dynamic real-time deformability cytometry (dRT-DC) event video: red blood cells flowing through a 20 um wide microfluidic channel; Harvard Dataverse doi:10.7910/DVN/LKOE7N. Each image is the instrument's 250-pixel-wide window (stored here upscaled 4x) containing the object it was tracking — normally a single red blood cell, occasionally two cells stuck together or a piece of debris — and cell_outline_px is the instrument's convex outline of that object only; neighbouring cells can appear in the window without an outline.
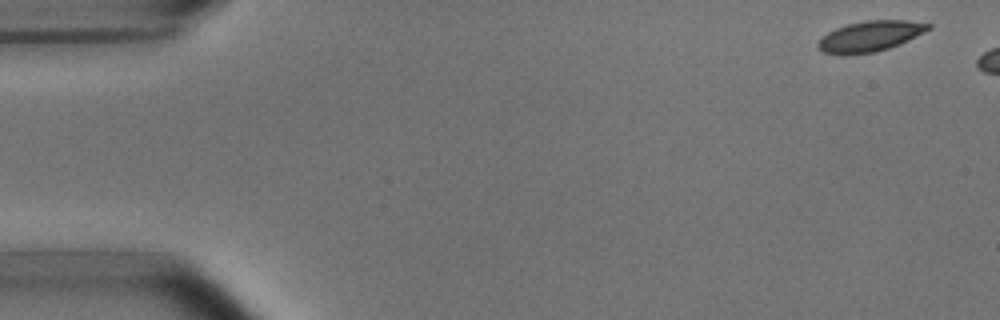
{"species": "common noctule bat (a hibernating species)", "species_latin": "Nyctalus noctula", "temperature_condition": "room temperature", "stored_images_in_passage": 3, "camera_frame_rate_fps": 3000, "um_per_image_px": 0.085, "animal": {"sex": "male", "body_mass_g": 15.6}, "frame": {"image": 1, "passage_image": 1, "time_ms": 0.0, "image_size_px": [1000, 320], "cell_outline_px": [[932, 28], [900, 44], [888, 48], [872, 52], [844, 56], [840, 56], [824, 52], [816, 48], [816, 44], [828, 32], [836, 28], [848, 24], [864, 20], [908, 20], [932, 24]], "centroid_in_image_um": [73.94, 3.09], "position_along_channel_um": 11.1, "area_um2": 19.77}}